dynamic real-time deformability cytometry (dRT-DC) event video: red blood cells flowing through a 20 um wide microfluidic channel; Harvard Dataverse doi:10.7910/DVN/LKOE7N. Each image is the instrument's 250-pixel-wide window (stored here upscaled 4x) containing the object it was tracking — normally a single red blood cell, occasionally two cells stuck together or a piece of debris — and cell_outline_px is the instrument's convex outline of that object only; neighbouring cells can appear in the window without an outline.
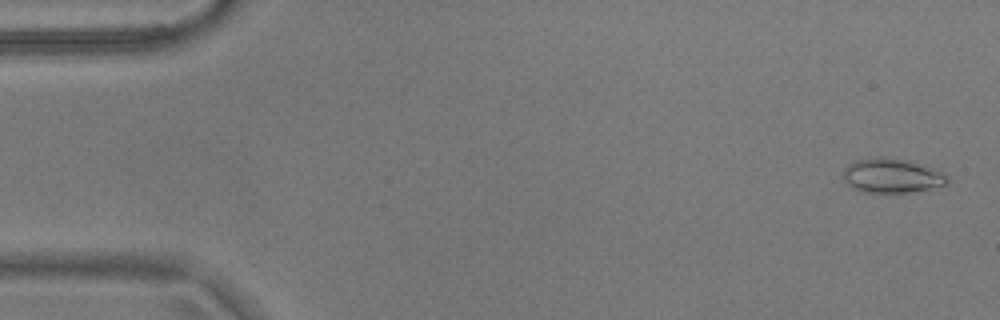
{"species": "common noctule bat (a hibernating species)", "species_latin": "Nyctalus noctula", "temperature_condition": "warm", "stored_images_in_passage": 54, "camera_frame_rate_fps": 3000, "um_per_image_px": 0.085, "animal": {"sex": "male", "body_mass_g": 17.9}, "frame": {"image": 1, "passage_image": 2, "time_ms": 0.333, "image_size_px": [1000, 320], "cell_outline_px": [[948, 184], [908, 192], [864, 192], [848, 184], [844, 180], [844, 168], [848, 164], [856, 160], [880, 156], [912, 160], [944, 172], [948, 176]], "centroid_in_image_um": [75.84, 14.9], "position_along_channel_um": 9.2, "area_um2": 20.87}}
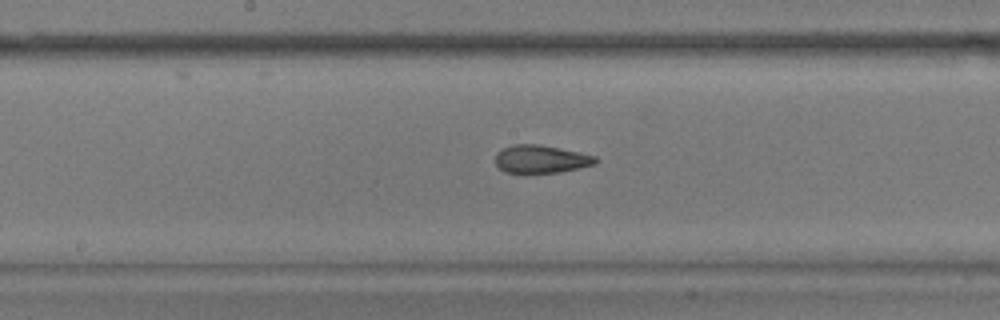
{"frame": {"image": 2, "passage_image": 28, "time_ms": 9.0, "image_size_px": [1000, 320], "cell_outline_px": [[600, 160], [596, 164], [580, 168], [560, 172], [524, 176], [504, 172], [496, 164], [496, 152], [512, 144], [540, 144], [580, 152], [596, 156]], "centroid_in_image_um": [45.98, 13.57], "position_along_channel_um": 202.2, "area_um2": 17.17}}
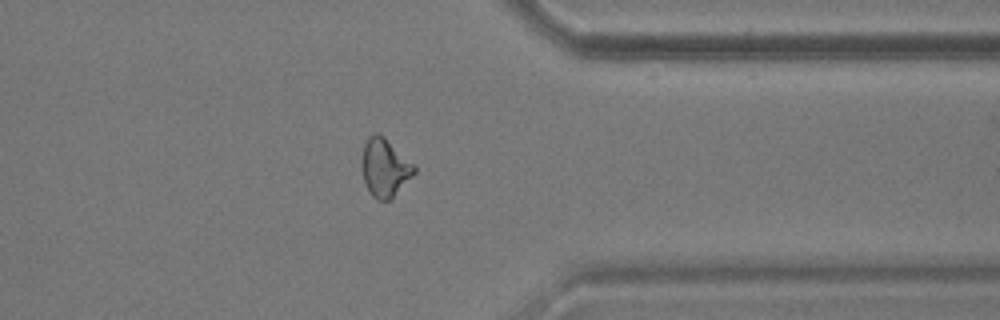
{"frame": {"image": 3, "passage_image": 43, "time_ms": 14.0, "image_size_px": [1000, 320], "cell_outline_px": [[416, 172], [388, 200], [376, 200], [372, 196], [364, 180], [360, 164], [360, 160], [364, 144], [368, 136], [376, 132], [384, 136], [416, 164]], "centroid_in_image_um": [32.69, 14.2], "position_along_channel_um": 378.7, "area_um2": 17.92}, "authors_computed_cell_mechanics": {"area_um2": 18.0047, "velocity_mm_per_s": 3.6849, "shape_relaxation_time_tau1_ms": null, "shape_relaxation_time_tau2_ms": 1.4615, "deformation_change_tau1": null, "deformation_change_tau2": 0.0876}}